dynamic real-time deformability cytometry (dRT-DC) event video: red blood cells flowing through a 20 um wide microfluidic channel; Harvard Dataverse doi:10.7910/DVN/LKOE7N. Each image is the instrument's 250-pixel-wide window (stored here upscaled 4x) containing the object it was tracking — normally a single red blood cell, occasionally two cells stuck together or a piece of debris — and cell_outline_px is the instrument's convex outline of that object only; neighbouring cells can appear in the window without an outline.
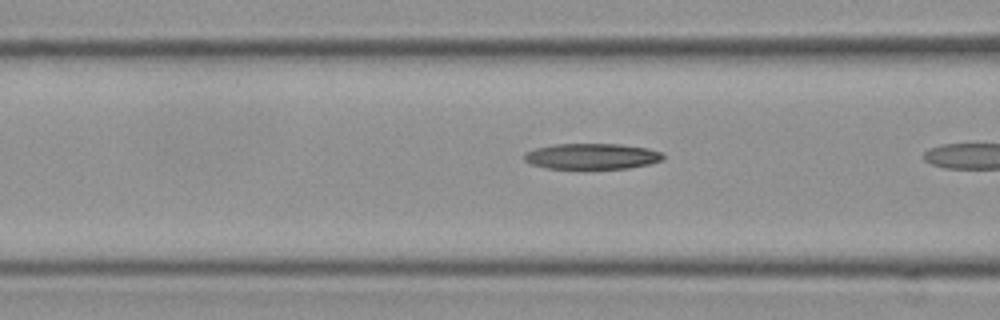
{"species": "Egyptian fruit bat (a non-hibernating species)", "species_latin": "Rousettus aegyptiacus", "temperature_condition": "cold", "stored_images_in_passage": 9, "camera_frame_rate_fps": 3000, "um_per_image_px": 0.085, "frame": {"image": 1, "passage_image": 8, "time_ms": 2.333, "image_size_px": [1000, 320], "cell_outline_px": [[664, 156], [660, 160], [648, 164], [628, 168], [548, 168], [532, 164], [524, 160], [524, 152], [536, 148], [552, 144], [620, 144], [648, 148], [664, 152]], "centroid_in_image_um": [50.31, 13.27], "position_along_channel_um": 116.3, "area_um2": 20.75}}